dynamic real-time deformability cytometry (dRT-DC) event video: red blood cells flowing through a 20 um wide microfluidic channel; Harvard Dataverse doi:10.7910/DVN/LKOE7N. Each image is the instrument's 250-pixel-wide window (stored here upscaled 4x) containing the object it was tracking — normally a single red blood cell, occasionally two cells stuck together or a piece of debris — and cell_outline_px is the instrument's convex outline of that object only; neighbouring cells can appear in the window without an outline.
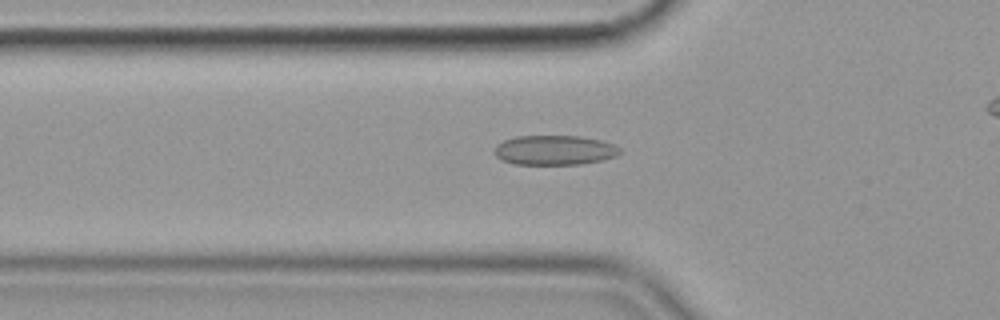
{"species": "common noctule bat (a hibernating species)", "species_latin": "Nyctalus noctula", "temperature_condition": "cold", "stored_images_in_passage": 42, "camera_frame_rate_fps": 3000, "um_per_image_px": 0.085, "animal": {"sex": "female", "body_mass_g": 19.9}, "frame": {"image": 1, "passage_image": 12, "time_ms": 3.667, "image_size_px": [1000, 320], "cell_outline_px": [[620, 152], [616, 156], [604, 160], [580, 164], [516, 164], [500, 160], [492, 152], [496, 144], [504, 140], [516, 136], [580, 136], [600, 140], [612, 144], [620, 148]], "centroid_in_image_um": [47.09, 12.76], "position_along_channel_um": 78.7, "area_um2": 21.79}}
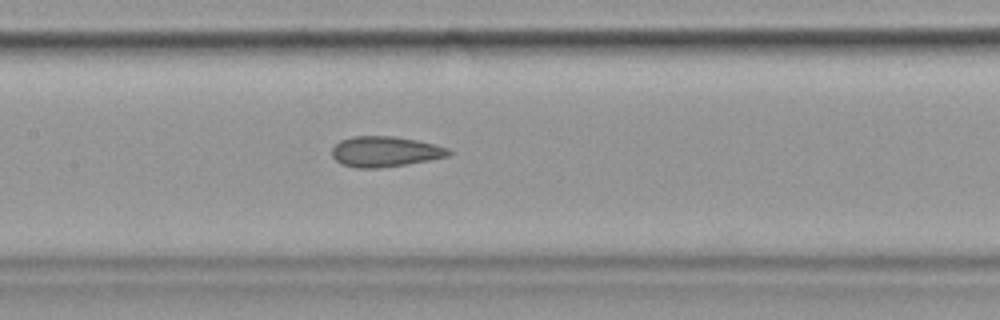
{"frame": {"image": 2, "passage_image": 20, "time_ms": 6.333, "image_size_px": [1000, 320], "cell_outline_px": [[452, 152], [448, 156], [408, 164], [380, 168], [356, 168], [340, 164], [332, 156], [332, 148], [340, 140], [352, 136], [392, 136], [416, 140], [448, 148]], "centroid_in_image_um": [32.69, 12.89], "position_along_channel_um": 174.7, "area_um2": 20.69}}
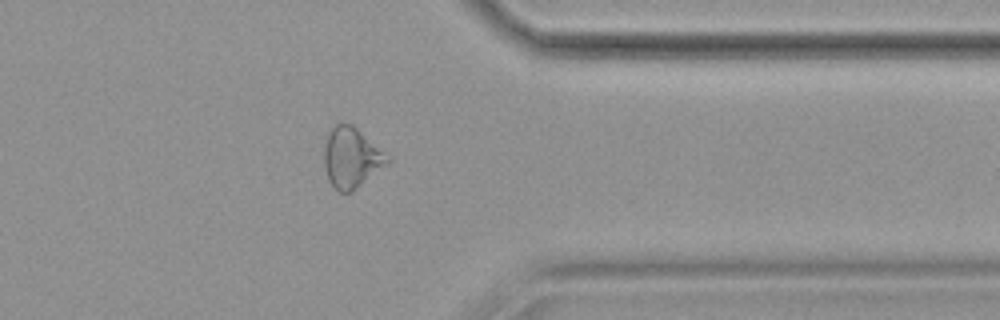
{"frame": {"image": 3, "passage_image": 38, "time_ms": 12.333, "image_size_px": [1000, 320], "cell_outline_px": [[392, 160], [352, 192], [340, 192], [328, 180], [324, 164], [324, 148], [328, 136], [332, 128], [336, 124], [352, 124], [392, 156]], "centroid_in_image_um": [29.92, 13.4], "position_along_channel_um": 381.5, "area_um2": 22.25}}